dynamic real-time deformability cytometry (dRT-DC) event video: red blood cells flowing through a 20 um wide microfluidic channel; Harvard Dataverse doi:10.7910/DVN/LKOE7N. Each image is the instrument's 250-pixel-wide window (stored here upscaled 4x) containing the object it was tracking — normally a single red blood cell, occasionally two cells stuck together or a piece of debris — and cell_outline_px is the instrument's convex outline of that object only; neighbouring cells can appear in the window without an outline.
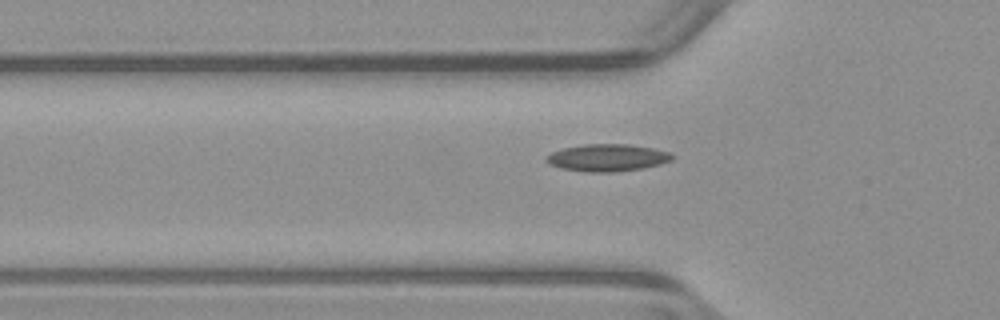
{"species": "common noctule bat (a hibernating species)", "species_latin": "Nyctalus noctula", "temperature_condition": "warm", "stored_images_in_passage": 37, "camera_frame_rate_fps": 3000, "um_per_image_px": 0.085, "animal": {"sex": "male", "body_mass_g": 23.1, "forearm_length_mm": 52.7}, "frame": {"image": 1, "passage_image": 9, "time_ms": 2.667, "image_size_px": [1000, 320], "cell_outline_px": [[676, 156], [672, 160], [660, 164], [644, 168], [616, 172], [584, 172], [560, 168], [548, 164], [544, 160], [544, 156], [552, 152], [564, 148], [584, 144], [628, 144], [652, 148], [668, 152]], "centroid_in_image_um": [51.6, 13.41], "position_along_channel_um": 74.2, "area_um2": 20.17}}
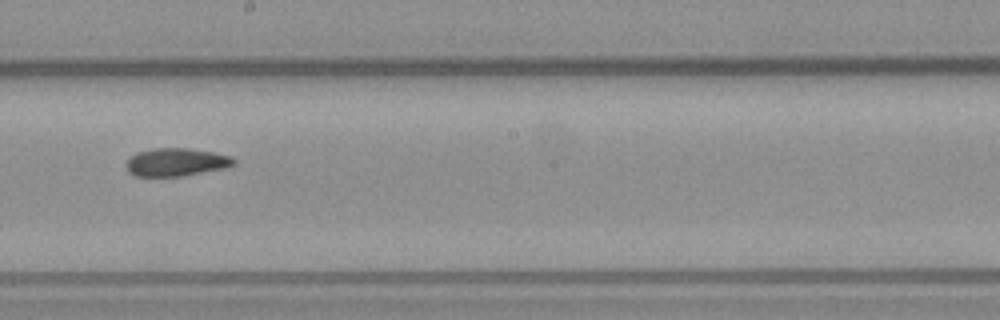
{"frame": {"image": 2, "passage_image": 21, "time_ms": 6.667, "image_size_px": [1000, 320], "cell_outline_px": [[236, 160], [232, 164], [224, 168], [180, 176], [136, 176], [128, 172], [128, 160], [136, 152], [152, 148], [188, 148], [212, 152], [228, 156]], "centroid_in_image_um": [14.94, 13.77], "position_along_channel_um": 233.3, "area_um2": 17.17}}
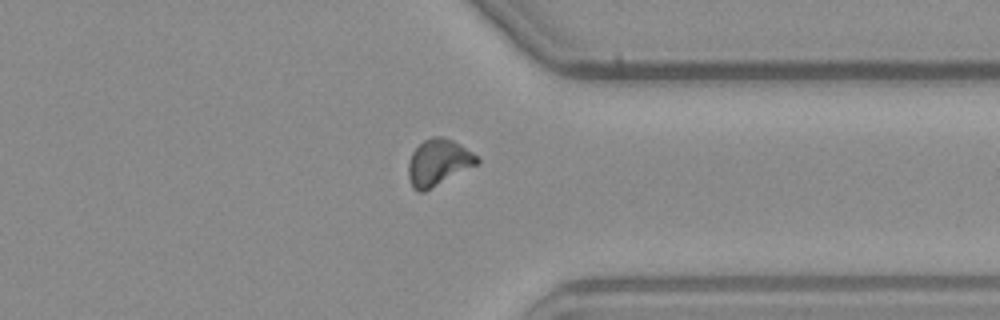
{"frame": {"image": 3, "passage_image": 32, "time_ms": 10.333, "image_size_px": [1000, 320], "cell_outline_px": [[480, 164], [424, 192], [416, 192], [412, 188], [408, 176], [408, 160], [412, 152], [424, 140], [432, 136], [444, 136], [460, 144], [472, 152], [480, 160]], "centroid_in_image_um": [37.26, 13.82], "position_along_channel_um": 374.1, "area_um2": 18.9}}